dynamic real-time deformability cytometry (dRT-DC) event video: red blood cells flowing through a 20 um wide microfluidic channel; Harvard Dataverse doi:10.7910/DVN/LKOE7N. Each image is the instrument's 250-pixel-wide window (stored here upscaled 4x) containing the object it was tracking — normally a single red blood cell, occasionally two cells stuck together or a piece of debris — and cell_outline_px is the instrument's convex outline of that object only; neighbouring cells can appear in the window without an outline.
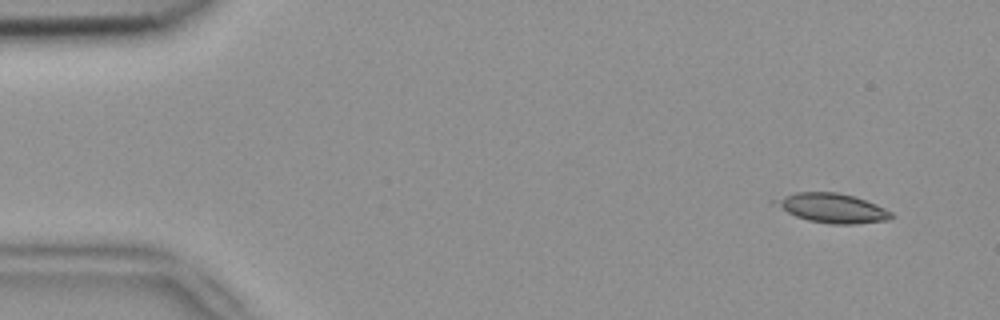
{"species": "common noctule bat (a hibernating species)", "species_latin": "Nyctalus noctula", "temperature_condition": "room temperature", "stored_images_in_passage": 5, "camera_frame_rate_fps": 3000, "um_per_image_px": 0.085, "animal": {"sex": "female", "body_mass_g": 18.4}, "frame": {"image": 1, "passage_image": 1, "time_ms": 0.0, "image_size_px": [1000, 320], "cell_outline_px": [[892, 216], [888, 220], [852, 224], [832, 224], [808, 220], [796, 216], [772, 204], [768, 200], [796, 192], [836, 192], [852, 196], [876, 204], [892, 212]], "centroid_in_image_um": [70.67, 17.68], "position_along_channel_um": 14.3, "area_um2": 19.77}}
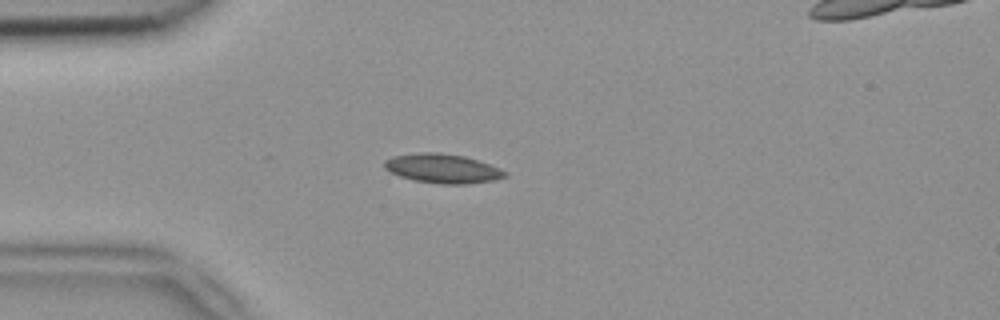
{"frame": {"image": 2, "passage_image": 4, "time_ms": 1.0, "image_size_px": [1000, 320], "cell_outline_px": [[508, 176], [496, 180], [468, 184], [440, 184], [412, 180], [400, 176], [384, 168], [384, 160], [392, 156], [416, 152], [440, 152], [464, 156], [500, 168], [508, 172]], "centroid_in_image_um": [37.63, 14.32], "position_along_channel_um": 47.4, "area_um2": 20.75}}